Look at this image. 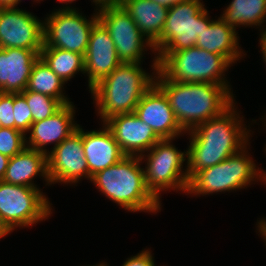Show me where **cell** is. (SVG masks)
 Returning <instances> with one entry per match:
<instances>
[{
    "mask_svg": "<svg viewBox=\"0 0 266 266\" xmlns=\"http://www.w3.org/2000/svg\"><path fill=\"white\" fill-rule=\"evenodd\" d=\"M26 147V135L13 128H0V153L9 158L21 152Z\"/></svg>",
    "mask_w": 266,
    "mask_h": 266,
    "instance_id": "cell-27",
    "label": "cell"
},
{
    "mask_svg": "<svg viewBox=\"0 0 266 266\" xmlns=\"http://www.w3.org/2000/svg\"><path fill=\"white\" fill-rule=\"evenodd\" d=\"M21 94L32 112V123L54 115L64 106L59 100L39 92L24 90Z\"/></svg>",
    "mask_w": 266,
    "mask_h": 266,
    "instance_id": "cell-26",
    "label": "cell"
},
{
    "mask_svg": "<svg viewBox=\"0 0 266 266\" xmlns=\"http://www.w3.org/2000/svg\"><path fill=\"white\" fill-rule=\"evenodd\" d=\"M8 234H11L8 229L0 221V239L4 238Z\"/></svg>",
    "mask_w": 266,
    "mask_h": 266,
    "instance_id": "cell-38",
    "label": "cell"
},
{
    "mask_svg": "<svg viewBox=\"0 0 266 266\" xmlns=\"http://www.w3.org/2000/svg\"><path fill=\"white\" fill-rule=\"evenodd\" d=\"M262 118H261V120L260 121H262V124H264V127L266 126V117L264 116H261ZM265 121V122H264ZM265 146H266V144H265ZM264 151H265V153H266V147H265V149H264Z\"/></svg>",
    "mask_w": 266,
    "mask_h": 266,
    "instance_id": "cell-41",
    "label": "cell"
},
{
    "mask_svg": "<svg viewBox=\"0 0 266 266\" xmlns=\"http://www.w3.org/2000/svg\"><path fill=\"white\" fill-rule=\"evenodd\" d=\"M158 70L175 82L230 85L226 72L233 65L222 55L192 46L177 52H158Z\"/></svg>",
    "mask_w": 266,
    "mask_h": 266,
    "instance_id": "cell-6",
    "label": "cell"
},
{
    "mask_svg": "<svg viewBox=\"0 0 266 266\" xmlns=\"http://www.w3.org/2000/svg\"><path fill=\"white\" fill-rule=\"evenodd\" d=\"M259 47H260V51L261 52V56L263 58V62L265 64L266 67V29L262 32H260L259 34Z\"/></svg>",
    "mask_w": 266,
    "mask_h": 266,
    "instance_id": "cell-32",
    "label": "cell"
},
{
    "mask_svg": "<svg viewBox=\"0 0 266 266\" xmlns=\"http://www.w3.org/2000/svg\"><path fill=\"white\" fill-rule=\"evenodd\" d=\"M102 262H103V261H101V263H98V264L96 263L95 265H91V266H109L107 262H103V263H102ZM87 266H88V265H87ZM89 266H90V265H89Z\"/></svg>",
    "mask_w": 266,
    "mask_h": 266,
    "instance_id": "cell-40",
    "label": "cell"
},
{
    "mask_svg": "<svg viewBox=\"0 0 266 266\" xmlns=\"http://www.w3.org/2000/svg\"><path fill=\"white\" fill-rule=\"evenodd\" d=\"M142 164L138 156H125L93 175L91 183L106 199L125 211L159 213L162 203L148 190Z\"/></svg>",
    "mask_w": 266,
    "mask_h": 266,
    "instance_id": "cell-4",
    "label": "cell"
},
{
    "mask_svg": "<svg viewBox=\"0 0 266 266\" xmlns=\"http://www.w3.org/2000/svg\"><path fill=\"white\" fill-rule=\"evenodd\" d=\"M14 93L0 92V124L1 127L15 129Z\"/></svg>",
    "mask_w": 266,
    "mask_h": 266,
    "instance_id": "cell-29",
    "label": "cell"
},
{
    "mask_svg": "<svg viewBox=\"0 0 266 266\" xmlns=\"http://www.w3.org/2000/svg\"><path fill=\"white\" fill-rule=\"evenodd\" d=\"M75 109L74 102H72L64 105L54 115L44 120L33 122L27 132L29 135L26 136V147L48 154L77 130L79 124L74 118ZM51 144L53 147L49 150L47 146Z\"/></svg>",
    "mask_w": 266,
    "mask_h": 266,
    "instance_id": "cell-16",
    "label": "cell"
},
{
    "mask_svg": "<svg viewBox=\"0 0 266 266\" xmlns=\"http://www.w3.org/2000/svg\"><path fill=\"white\" fill-rule=\"evenodd\" d=\"M95 5L94 12L120 4V0H90Z\"/></svg>",
    "mask_w": 266,
    "mask_h": 266,
    "instance_id": "cell-31",
    "label": "cell"
},
{
    "mask_svg": "<svg viewBox=\"0 0 266 266\" xmlns=\"http://www.w3.org/2000/svg\"><path fill=\"white\" fill-rule=\"evenodd\" d=\"M75 1L76 0H57V2L61 3L63 7L61 6L60 8L55 9V10H67V11L68 10H78V8H76L74 6L72 7V5H71ZM63 4H65L66 6Z\"/></svg>",
    "mask_w": 266,
    "mask_h": 266,
    "instance_id": "cell-35",
    "label": "cell"
},
{
    "mask_svg": "<svg viewBox=\"0 0 266 266\" xmlns=\"http://www.w3.org/2000/svg\"><path fill=\"white\" fill-rule=\"evenodd\" d=\"M40 1H43V0H34L33 2L40 3ZM21 2L22 0H18V4H20Z\"/></svg>",
    "mask_w": 266,
    "mask_h": 266,
    "instance_id": "cell-42",
    "label": "cell"
},
{
    "mask_svg": "<svg viewBox=\"0 0 266 266\" xmlns=\"http://www.w3.org/2000/svg\"><path fill=\"white\" fill-rule=\"evenodd\" d=\"M122 266H156L153 253L150 248L141 250L123 262Z\"/></svg>",
    "mask_w": 266,
    "mask_h": 266,
    "instance_id": "cell-30",
    "label": "cell"
},
{
    "mask_svg": "<svg viewBox=\"0 0 266 266\" xmlns=\"http://www.w3.org/2000/svg\"><path fill=\"white\" fill-rule=\"evenodd\" d=\"M40 188L0 181V221L10 233L46 221L54 211Z\"/></svg>",
    "mask_w": 266,
    "mask_h": 266,
    "instance_id": "cell-8",
    "label": "cell"
},
{
    "mask_svg": "<svg viewBox=\"0 0 266 266\" xmlns=\"http://www.w3.org/2000/svg\"><path fill=\"white\" fill-rule=\"evenodd\" d=\"M65 85L66 83L39 57L33 65L26 90L48 95L66 105L72 101L64 91Z\"/></svg>",
    "mask_w": 266,
    "mask_h": 266,
    "instance_id": "cell-24",
    "label": "cell"
},
{
    "mask_svg": "<svg viewBox=\"0 0 266 266\" xmlns=\"http://www.w3.org/2000/svg\"><path fill=\"white\" fill-rule=\"evenodd\" d=\"M152 73L141 63H121L90 90L97 117L104 123L118 114L133 113L144 93L155 83L158 62L154 56Z\"/></svg>",
    "mask_w": 266,
    "mask_h": 266,
    "instance_id": "cell-3",
    "label": "cell"
},
{
    "mask_svg": "<svg viewBox=\"0 0 266 266\" xmlns=\"http://www.w3.org/2000/svg\"><path fill=\"white\" fill-rule=\"evenodd\" d=\"M175 139H160L149 151L140 156L145 164V183L152 195L161 202L164 191H181L186 194L189 179L187 176V150L181 151L173 145ZM186 168V169H185Z\"/></svg>",
    "mask_w": 266,
    "mask_h": 266,
    "instance_id": "cell-7",
    "label": "cell"
},
{
    "mask_svg": "<svg viewBox=\"0 0 266 266\" xmlns=\"http://www.w3.org/2000/svg\"><path fill=\"white\" fill-rule=\"evenodd\" d=\"M260 169H261L262 177H263L265 185H266V170L264 171L262 167H260Z\"/></svg>",
    "mask_w": 266,
    "mask_h": 266,
    "instance_id": "cell-39",
    "label": "cell"
},
{
    "mask_svg": "<svg viewBox=\"0 0 266 266\" xmlns=\"http://www.w3.org/2000/svg\"><path fill=\"white\" fill-rule=\"evenodd\" d=\"M40 52L22 48H0V92L22 93L26 90Z\"/></svg>",
    "mask_w": 266,
    "mask_h": 266,
    "instance_id": "cell-19",
    "label": "cell"
},
{
    "mask_svg": "<svg viewBox=\"0 0 266 266\" xmlns=\"http://www.w3.org/2000/svg\"><path fill=\"white\" fill-rule=\"evenodd\" d=\"M121 63L111 35L98 21L91 29L88 48L84 56V76L88 79L89 93L93 86Z\"/></svg>",
    "mask_w": 266,
    "mask_h": 266,
    "instance_id": "cell-15",
    "label": "cell"
},
{
    "mask_svg": "<svg viewBox=\"0 0 266 266\" xmlns=\"http://www.w3.org/2000/svg\"><path fill=\"white\" fill-rule=\"evenodd\" d=\"M250 143L226 160L195 173L189 179L186 195L209 196L239 191L258 181L265 184L260 167L248 151Z\"/></svg>",
    "mask_w": 266,
    "mask_h": 266,
    "instance_id": "cell-5",
    "label": "cell"
},
{
    "mask_svg": "<svg viewBox=\"0 0 266 266\" xmlns=\"http://www.w3.org/2000/svg\"><path fill=\"white\" fill-rule=\"evenodd\" d=\"M239 39L234 27L229 26L221 17L211 19L209 11L204 10V26L195 46L222 55L233 65L247 55L241 48Z\"/></svg>",
    "mask_w": 266,
    "mask_h": 266,
    "instance_id": "cell-18",
    "label": "cell"
},
{
    "mask_svg": "<svg viewBox=\"0 0 266 266\" xmlns=\"http://www.w3.org/2000/svg\"><path fill=\"white\" fill-rule=\"evenodd\" d=\"M142 34L154 44L161 36L169 7L153 0H120Z\"/></svg>",
    "mask_w": 266,
    "mask_h": 266,
    "instance_id": "cell-22",
    "label": "cell"
},
{
    "mask_svg": "<svg viewBox=\"0 0 266 266\" xmlns=\"http://www.w3.org/2000/svg\"><path fill=\"white\" fill-rule=\"evenodd\" d=\"M44 20L19 7L0 8V48L41 51Z\"/></svg>",
    "mask_w": 266,
    "mask_h": 266,
    "instance_id": "cell-13",
    "label": "cell"
},
{
    "mask_svg": "<svg viewBox=\"0 0 266 266\" xmlns=\"http://www.w3.org/2000/svg\"><path fill=\"white\" fill-rule=\"evenodd\" d=\"M50 184L76 185L85 179L90 181V173L83 151V128L64 139L47 154Z\"/></svg>",
    "mask_w": 266,
    "mask_h": 266,
    "instance_id": "cell-12",
    "label": "cell"
},
{
    "mask_svg": "<svg viewBox=\"0 0 266 266\" xmlns=\"http://www.w3.org/2000/svg\"><path fill=\"white\" fill-rule=\"evenodd\" d=\"M13 111L15 117V129H18L27 135L32 124V112L29 109L25 97L21 93H14Z\"/></svg>",
    "mask_w": 266,
    "mask_h": 266,
    "instance_id": "cell-28",
    "label": "cell"
},
{
    "mask_svg": "<svg viewBox=\"0 0 266 266\" xmlns=\"http://www.w3.org/2000/svg\"><path fill=\"white\" fill-rule=\"evenodd\" d=\"M187 0L169 7L160 38L153 44L156 52H177L195 46L203 30L205 4Z\"/></svg>",
    "mask_w": 266,
    "mask_h": 266,
    "instance_id": "cell-9",
    "label": "cell"
},
{
    "mask_svg": "<svg viewBox=\"0 0 266 266\" xmlns=\"http://www.w3.org/2000/svg\"><path fill=\"white\" fill-rule=\"evenodd\" d=\"M256 225V233H259L261 239L265 241V246H266V218L262 217L260 220H257Z\"/></svg>",
    "mask_w": 266,
    "mask_h": 266,
    "instance_id": "cell-33",
    "label": "cell"
},
{
    "mask_svg": "<svg viewBox=\"0 0 266 266\" xmlns=\"http://www.w3.org/2000/svg\"><path fill=\"white\" fill-rule=\"evenodd\" d=\"M18 7V0H0V8Z\"/></svg>",
    "mask_w": 266,
    "mask_h": 266,
    "instance_id": "cell-36",
    "label": "cell"
},
{
    "mask_svg": "<svg viewBox=\"0 0 266 266\" xmlns=\"http://www.w3.org/2000/svg\"><path fill=\"white\" fill-rule=\"evenodd\" d=\"M36 177H42L45 186H51L48 177L47 154L25 147L21 152L9 158L3 181L27 187L39 188Z\"/></svg>",
    "mask_w": 266,
    "mask_h": 266,
    "instance_id": "cell-21",
    "label": "cell"
},
{
    "mask_svg": "<svg viewBox=\"0 0 266 266\" xmlns=\"http://www.w3.org/2000/svg\"><path fill=\"white\" fill-rule=\"evenodd\" d=\"M219 17L236 30L258 26L262 32L266 29V0H232Z\"/></svg>",
    "mask_w": 266,
    "mask_h": 266,
    "instance_id": "cell-23",
    "label": "cell"
},
{
    "mask_svg": "<svg viewBox=\"0 0 266 266\" xmlns=\"http://www.w3.org/2000/svg\"><path fill=\"white\" fill-rule=\"evenodd\" d=\"M98 21L111 35L122 63L143 64L148 49L156 56L153 44L142 34L121 4L98 11Z\"/></svg>",
    "mask_w": 266,
    "mask_h": 266,
    "instance_id": "cell-11",
    "label": "cell"
},
{
    "mask_svg": "<svg viewBox=\"0 0 266 266\" xmlns=\"http://www.w3.org/2000/svg\"><path fill=\"white\" fill-rule=\"evenodd\" d=\"M40 57L65 83L76 77L77 73L81 72L85 75L84 56L81 54L59 48L43 47Z\"/></svg>",
    "mask_w": 266,
    "mask_h": 266,
    "instance_id": "cell-25",
    "label": "cell"
},
{
    "mask_svg": "<svg viewBox=\"0 0 266 266\" xmlns=\"http://www.w3.org/2000/svg\"><path fill=\"white\" fill-rule=\"evenodd\" d=\"M154 2L156 3H159L161 5H165L167 7H171V6H174L180 2H184V1H187V0H153Z\"/></svg>",
    "mask_w": 266,
    "mask_h": 266,
    "instance_id": "cell-37",
    "label": "cell"
},
{
    "mask_svg": "<svg viewBox=\"0 0 266 266\" xmlns=\"http://www.w3.org/2000/svg\"><path fill=\"white\" fill-rule=\"evenodd\" d=\"M99 130L83 129V151L90 173L93 175L121 161L126 155L115 140L111 130L101 123Z\"/></svg>",
    "mask_w": 266,
    "mask_h": 266,
    "instance_id": "cell-20",
    "label": "cell"
},
{
    "mask_svg": "<svg viewBox=\"0 0 266 266\" xmlns=\"http://www.w3.org/2000/svg\"><path fill=\"white\" fill-rule=\"evenodd\" d=\"M134 113L160 139H178L186 134L176 120L166 95L155 83L141 97Z\"/></svg>",
    "mask_w": 266,
    "mask_h": 266,
    "instance_id": "cell-14",
    "label": "cell"
},
{
    "mask_svg": "<svg viewBox=\"0 0 266 266\" xmlns=\"http://www.w3.org/2000/svg\"><path fill=\"white\" fill-rule=\"evenodd\" d=\"M8 162L9 157L0 153V181L3 180Z\"/></svg>",
    "mask_w": 266,
    "mask_h": 266,
    "instance_id": "cell-34",
    "label": "cell"
},
{
    "mask_svg": "<svg viewBox=\"0 0 266 266\" xmlns=\"http://www.w3.org/2000/svg\"><path fill=\"white\" fill-rule=\"evenodd\" d=\"M155 84L166 95L176 120L185 132L221 115L235 102L231 85L175 82L168 80L159 70Z\"/></svg>",
    "mask_w": 266,
    "mask_h": 266,
    "instance_id": "cell-2",
    "label": "cell"
},
{
    "mask_svg": "<svg viewBox=\"0 0 266 266\" xmlns=\"http://www.w3.org/2000/svg\"><path fill=\"white\" fill-rule=\"evenodd\" d=\"M236 104L235 101L221 115L186 132L189 139L185 164L188 179L200 170L226 160L250 142L254 132L251 127L247 128L245 116L241 117Z\"/></svg>",
    "mask_w": 266,
    "mask_h": 266,
    "instance_id": "cell-1",
    "label": "cell"
},
{
    "mask_svg": "<svg viewBox=\"0 0 266 266\" xmlns=\"http://www.w3.org/2000/svg\"><path fill=\"white\" fill-rule=\"evenodd\" d=\"M104 123L126 156L140 157L160 140L134 112L112 116Z\"/></svg>",
    "mask_w": 266,
    "mask_h": 266,
    "instance_id": "cell-17",
    "label": "cell"
},
{
    "mask_svg": "<svg viewBox=\"0 0 266 266\" xmlns=\"http://www.w3.org/2000/svg\"><path fill=\"white\" fill-rule=\"evenodd\" d=\"M80 10H54L44 17V46L85 56L91 29L98 22V12L86 17Z\"/></svg>",
    "mask_w": 266,
    "mask_h": 266,
    "instance_id": "cell-10",
    "label": "cell"
}]
</instances>
